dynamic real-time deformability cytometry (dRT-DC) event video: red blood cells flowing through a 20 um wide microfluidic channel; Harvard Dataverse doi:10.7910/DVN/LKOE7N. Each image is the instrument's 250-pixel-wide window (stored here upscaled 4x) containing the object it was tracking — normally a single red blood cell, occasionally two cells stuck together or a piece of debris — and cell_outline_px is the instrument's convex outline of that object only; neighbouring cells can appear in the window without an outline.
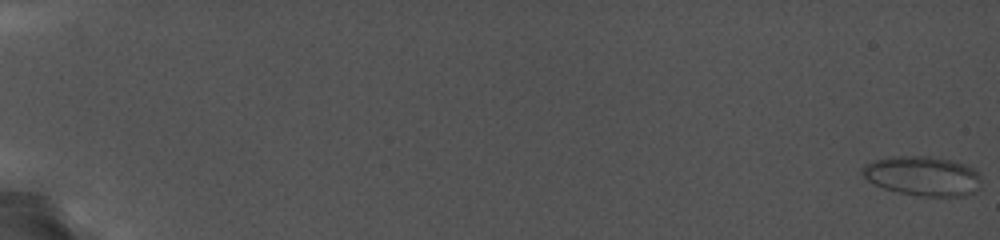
{"species": "common noctule bat (a hibernating species)", "species_latin": "Nyctalus noctula", "temperature_condition": "cold", "stored_images_in_passage": 104, "camera_frame_rate_fps": 5000, "um_per_image_px": 0.085, "animal": {"sex": "female", "body_mass_g": 19.0, "forearm_length_mm": 56.7}, "frame": {"image": 1, "passage_image": 1, "time_ms": 0.0, "image_size_px": [1000, 240], "cell_outline_px": [[980, 188], [976, 192], [964, 196], [916, 196], [884, 188], [868, 180], [860, 172], [864, 164], [872, 160], [888, 156], [936, 156], [952, 160], [976, 168], [980, 176]], "centroid_in_image_um": [78.45, 14.94], "position_along_channel_um": 6.5, "area_um2": 27.86}}
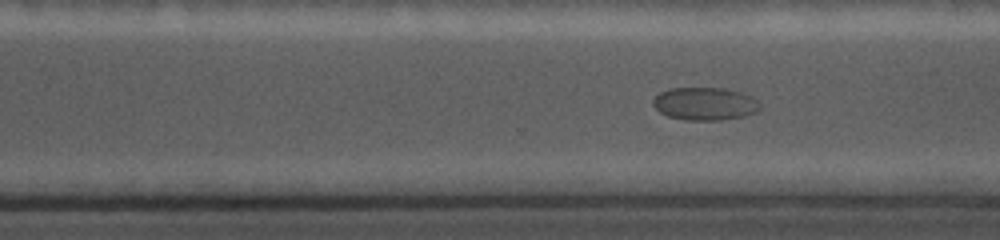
{"frame": {"image": 2, "passage_image": 82, "time_ms": 16.2, "image_size_px": [1000, 240], "cell_outline_px": [[760, 112], [744, 116], [720, 120], [684, 120], [668, 116], [660, 112], [652, 104], [652, 100], [660, 92], [668, 88], [724, 88], [740, 92], [752, 96], [760, 104]], "centroid_in_image_um": [59.93, 8.82], "position_along_channel_um": 310.7, "area_um2": 20.63}}
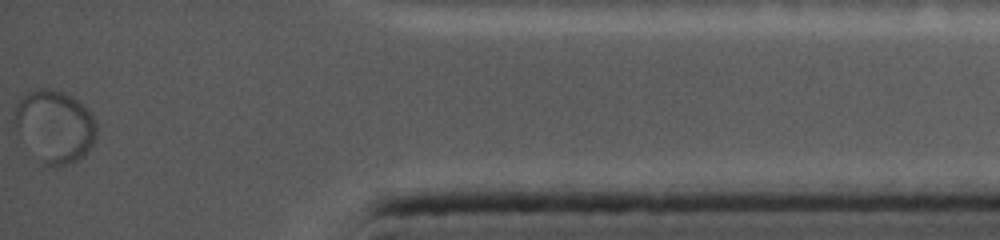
{"frame": {"image": 3, "passage_image": 104, "time_ms": 20.6, "image_size_px": [1000, 240], "cell_outline_px": [[96, 136], [92, 144], [84, 156], [76, 160], [64, 164], [44, 164], [40, 160], [20, 132], [16, 124], [16, 108], [20, 100], [28, 92], [40, 88], [48, 88], [64, 92], [72, 96], [92, 116], [96, 124]], "centroid_in_image_um": [4.7, 10.7], "position_along_channel_um": 430.5, "area_um2": 33.0}}